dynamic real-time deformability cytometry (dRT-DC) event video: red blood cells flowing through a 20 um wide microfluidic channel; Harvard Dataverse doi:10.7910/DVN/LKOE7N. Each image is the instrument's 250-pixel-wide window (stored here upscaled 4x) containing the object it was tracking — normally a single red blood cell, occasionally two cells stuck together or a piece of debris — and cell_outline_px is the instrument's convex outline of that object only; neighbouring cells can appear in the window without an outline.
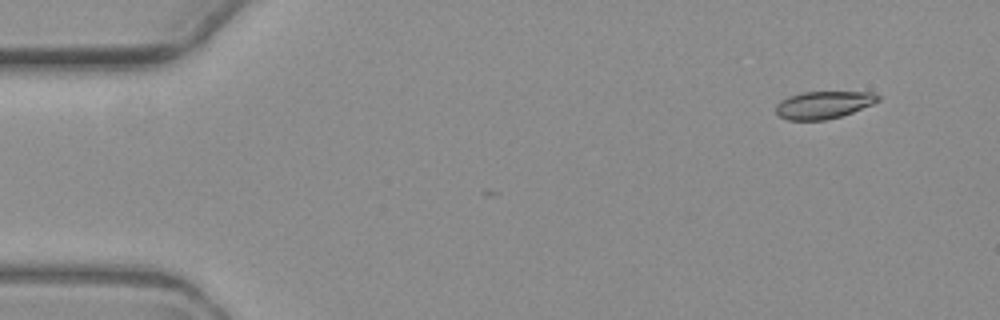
{"species": "common noctule bat (a hibernating species)", "species_latin": "Nyctalus noctula", "temperature_condition": "warm", "stored_images_in_passage": 4, "camera_frame_rate_fps": 3000, "um_per_image_px": 0.085, "animal": {"sex": "female", "body_mass_g": 19.3, "forearm_length_mm": 54.1}, "frame": {"image": 1, "passage_image": 1, "time_ms": 0.0, "image_size_px": [1000, 320], "cell_outline_px": [[880, 100], [872, 104], [852, 112], [840, 116], [824, 120], [788, 120], [780, 116], [776, 112], [776, 104], [780, 100], [788, 96], [804, 92], [872, 92], [880, 96]], "centroid_in_image_um": [69.98, 8.91], "position_along_channel_um": 15.0, "area_um2": 16.24}}
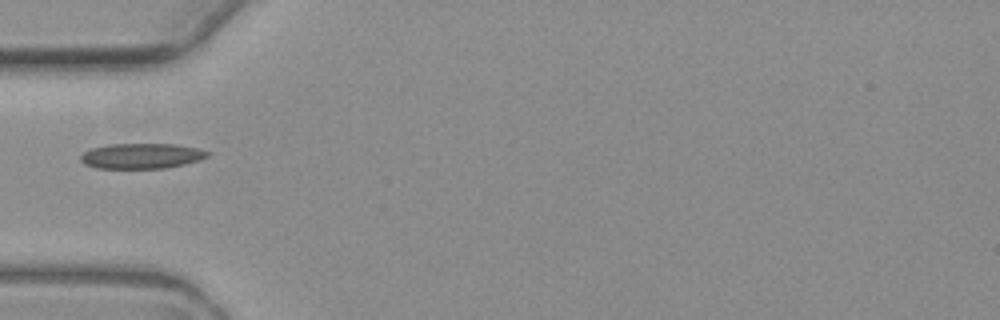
{"frame": {"image": 2, "passage_image": 4, "time_ms": 4.667, "image_size_px": [1000, 320], "cell_outline_px": [[208, 156], [200, 160], [184, 164], [164, 168], [96, 168], [84, 164], [80, 160], [80, 156], [84, 152], [92, 148], [108, 144], [176, 144], [196, 148], [208, 152]], "centroid_in_image_um": [12.0, 13.25], "position_along_channel_um": 73.0, "area_um2": 18.61}}